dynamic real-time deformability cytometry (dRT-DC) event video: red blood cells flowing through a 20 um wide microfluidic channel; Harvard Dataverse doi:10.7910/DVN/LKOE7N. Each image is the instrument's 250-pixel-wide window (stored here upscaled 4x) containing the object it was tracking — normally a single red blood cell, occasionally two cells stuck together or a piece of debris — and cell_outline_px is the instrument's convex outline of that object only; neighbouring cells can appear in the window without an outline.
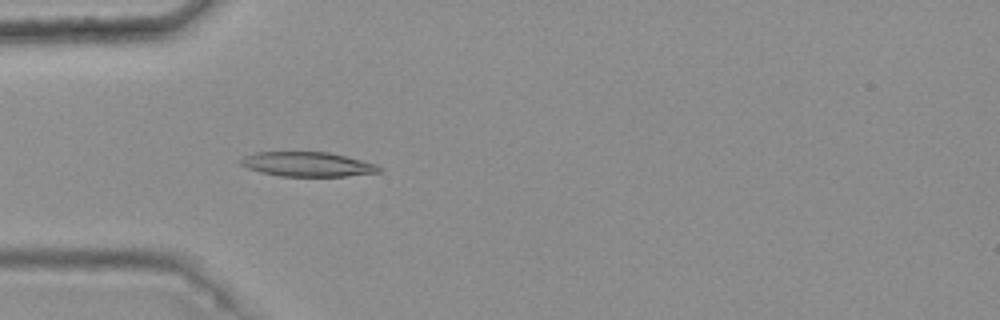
{"species": "common noctule bat (a hibernating species)", "species_latin": "Nyctalus noctula", "temperature_condition": "warm", "stored_images_in_passage": 4, "camera_frame_rate_fps": 3000, "um_per_image_px": 0.085, "animal": {"sex": "female", "body_mass_g": 25.1}, "frame": {"image": 1, "passage_image": 4, "time_ms": 1.0, "image_size_px": [1000, 320], "cell_outline_px": [[384, 168], [380, 172], [344, 176], [280, 176], [260, 172], [236, 164], [244, 156], [256, 152], [328, 152], [376, 164]], "centroid_in_image_um": [26.1, 13.96], "position_along_channel_um": 58.9, "area_um2": 19.77}}